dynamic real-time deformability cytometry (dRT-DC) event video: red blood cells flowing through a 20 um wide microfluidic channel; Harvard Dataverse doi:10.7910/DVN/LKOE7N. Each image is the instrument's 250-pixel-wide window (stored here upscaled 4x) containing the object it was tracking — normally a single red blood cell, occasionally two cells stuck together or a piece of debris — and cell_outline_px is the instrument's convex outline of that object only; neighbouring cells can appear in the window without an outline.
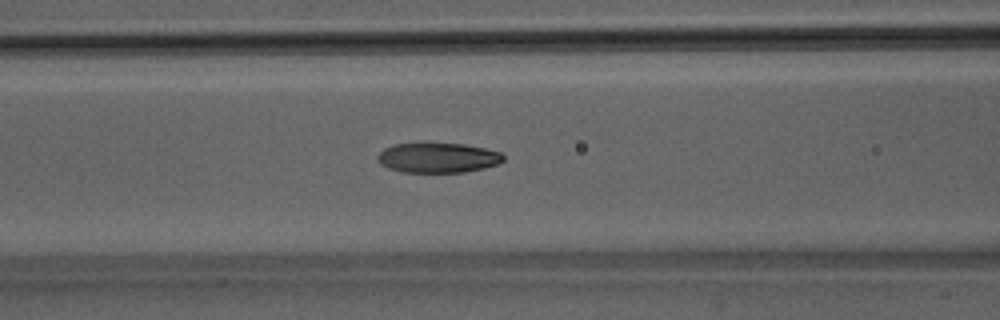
{"species": "Egyptian fruit bat (a non-hibernating species)", "species_latin": "Rousettus aegyptiacus", "temperature_condition": "room temperature", "stored_images_in_passage": 49, "camera_frame_rate_fps": 3000, "um_per_image_px": 0.085, "animal": {"sex": "male"}, "frame": {"image": 1, "passage_image": 21, "time_ms": 6.667, "image_size_px": [1000, 320], "cell_outline_px": [[504, 160], [496, 164], [484, 168], [464, 172], [400, 172], [388, 168], [380, 164], [376, 160], [376, 156], [384, 148], [396, 144], [464, 144], [484, 148], [500, 152], [504, 156]], "centroid_in_image_um": [37.19, 13.42], "position_along_channel_um": 129.4, "area_um2": 21.79}}
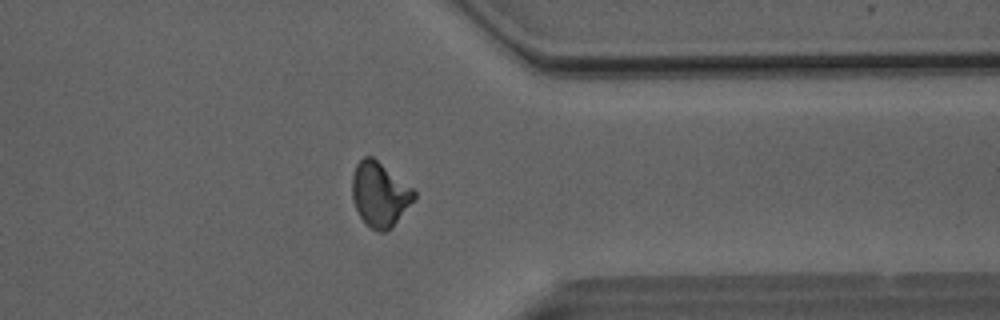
{"frame": {"image": 2, "passage_image": 40, "time_ms": 13.0, "image_size_px": [1000, 320], "cell_outline_px": [[416, 196], [392, 228], [384, 232], [376, 232], [360, 216], [356, 208], [352, 196], [352, 176], [356, 164], [364, 156], [372, 156], [412, 188], [416, 192]], "centroid_in_image_um": [32.26, 16.52], "position_along_channel_um": 379.1, "area_um2": 22.95}}
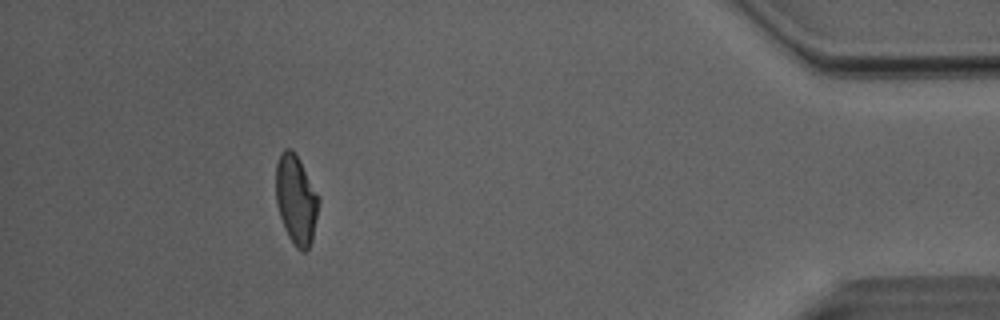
{"frame": {"image": 3, "passage_image": 46, "time_ms": 15.0, "image_size_px": [1000, 320], "cell_outline_px": [[320, 204], [312, 240], [308, 248], [304, 252], [300, 252], [292, 244], [284, 228], [276, 204], [276, 164], [280, 152], [284, 148], [292, 148], [300, 160], [320, 196]], "centroid_in_image_um": [25.18, 16.96], "position_along_channel_um": 410.0, "area_um2": 22.77}}